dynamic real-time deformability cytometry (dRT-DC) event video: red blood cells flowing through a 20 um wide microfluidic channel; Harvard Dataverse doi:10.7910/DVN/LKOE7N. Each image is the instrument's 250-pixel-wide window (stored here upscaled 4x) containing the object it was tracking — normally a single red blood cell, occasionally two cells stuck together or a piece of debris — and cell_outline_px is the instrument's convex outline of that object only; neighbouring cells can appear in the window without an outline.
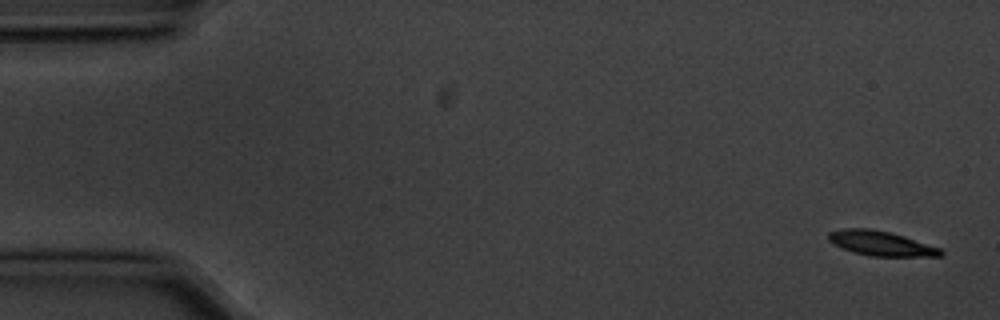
{"species": "common noctule bat (a hibernating species)", "species_latin": "Nyctalus noctula", "temperature_condition": "cold", "stored_images_in_passage": 6, "segment_of_instrument_passage": [1, 2], "camera_frame_rate_fps": 3000, "um_per_image_px": 0.085, "animal": {"sex": "male", "body_mass_g": 20.1, "forearm_length_mm": 53.5}, "frame": {"image": 1, "passage_image": 1, "time_ms": 0.0, "image_size_px": [1000, 320], "cell_outline_px": [[944, 252], [940, 256], [868, 256], [852, 252], [832, 244], [828, 240], [828, 232], [844, 228], [872, 228], [892, 232], [940, 248]], "centroid_in_image_um": [74.83, 20.68], "position_along_channel_um": 10.2, "area_um2": 16.3}}
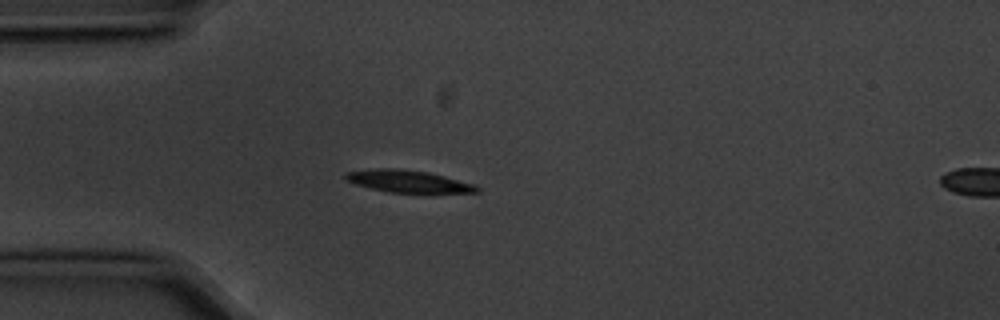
{"frame": {"image": 2, "passage_image": 5, "time_ms": 1.333, "image_size_px": [1000, 320], "cell_outline_px": [[480, 192], [388, 192], [356, 184], [344, 180], [344, 172], [380, 168], [400, 168], [428, 172], [476, 184], [480, 188]], "centroid_in_image_um": [34.68, 15.4], "position_along_channel_um": 50.3, "area_um2": 16.88}}